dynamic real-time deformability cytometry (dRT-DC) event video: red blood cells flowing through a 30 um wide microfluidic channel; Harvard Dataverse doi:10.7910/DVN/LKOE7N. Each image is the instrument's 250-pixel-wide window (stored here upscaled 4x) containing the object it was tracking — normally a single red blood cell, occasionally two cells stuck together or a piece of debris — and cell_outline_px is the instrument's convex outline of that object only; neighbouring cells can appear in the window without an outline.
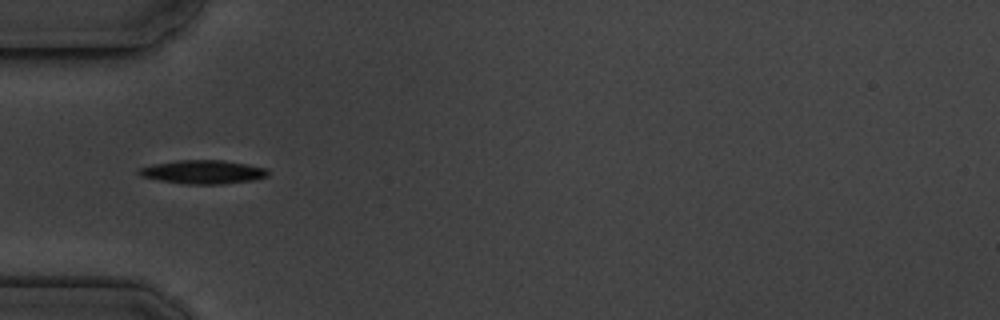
{"species": "common noctule bat (a hibernating species)", "species_latin": "Nyctalus noctula", "temperature_condition": "cold", "stored_images_in_passage": 7, "camera_frame_rate_fps": 3000, "um_per_image_px": 0.085, "animal": {"sex": "male", "body_mass_g": 19.5, "forearm_length_mm": 54.6}, "frame": {"image": 1, "passage_image": 2, "time_ms": 2.0, "image_size_px": [1000, 320], "cell_outline_px": [[268, 176], [252, 180], [220, 184], [184, 184], [160, 180], [140, 176], [136, 172], [140, 168], [152, 164], [176, 160], [224, 160], [248, 164], [268, 168]], "centroid_in_image_um": [17.25, 14.61], "position_along_channel_um": 67.7, "area_um2": 17.86}}
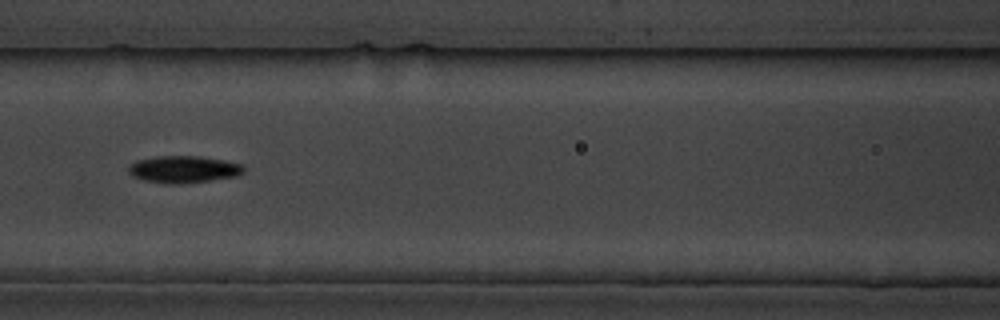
{"frame": {"image": 2, "passage_image": 4, "time_ms": 4.333, "image_size_px": [1000, 320], "cell_outline_px": [[244, 172], [236, 176], [212, 180], [180, 184], [164, 184], [144, 180], [132, 176], [128, 172], [128, 164], [136, 160], [156, 156], [200, 156], [224, 160], [240, 164], [244, 168]], "centroid_in_image_um": [15.55, 14.39], "position_along_channel_um": 151.0, "area_um2": 18.32}}
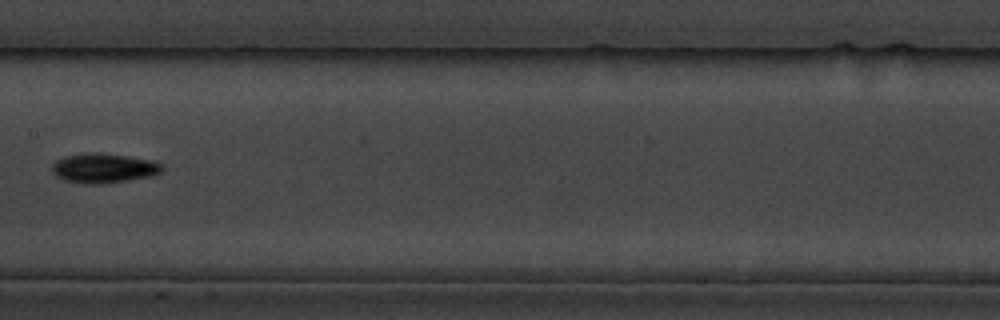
{"frame": {"image": 3, "passage_image": 5, "time_ms": 5.667, "image_size_px": [1000, 320], "cell_outline_px": [[164, 168], [160, 172], [152, 176], [104, 184], [84, 184], [64, 180], [56, 176], [52, 172], [52, 164], [56, 160], [64, 156], [96, 152], [100, 152], [128, 156], [148, 160], [160, 164]], "centroid_in_image_um": [8.77, 14.3], "position_along_channel_um": 198.6, "area_um2": 18.96}}